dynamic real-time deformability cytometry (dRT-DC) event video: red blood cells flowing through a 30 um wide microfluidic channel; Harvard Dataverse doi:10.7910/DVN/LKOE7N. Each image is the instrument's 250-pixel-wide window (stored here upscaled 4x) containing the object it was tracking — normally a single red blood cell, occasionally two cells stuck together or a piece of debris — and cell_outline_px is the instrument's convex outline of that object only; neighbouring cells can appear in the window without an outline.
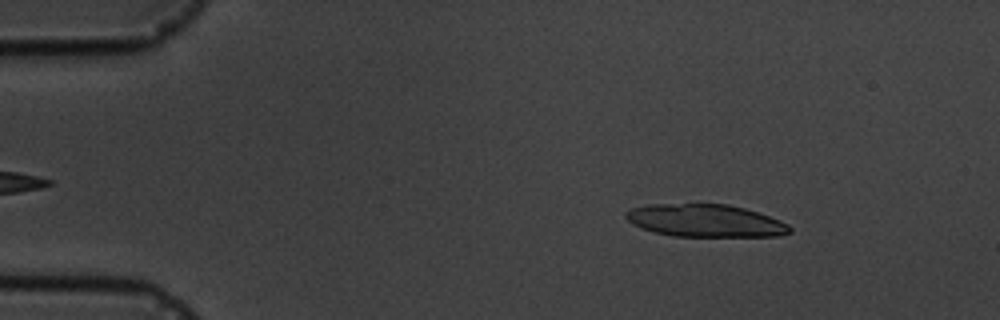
{"species": "common noctule bat (a hibernating species)", "species_latin": "Nyctalus noctula", "temperature_condition": "cold", "stored_images_in_passage": 7, "camera_frame_rate_fps": 3000, "um_per_image_px": 0.085, "animal": {"sex": "male", "body_mass_g": 19.5, "forearm_length_mm": 54.6}, "frame": {"image": 1, "passage_image": 2, "time_ms": 1.333, "image_size_px": [1000, 320], "cell_outline_px": [[792, 232], [780, 236], [672, 236], [640, 228], [632, 224], [624, 216], [624, 212], [632, 208], [648, 204], [728, 204], [744, 208], [780, 220], [788, 224], [792, 228]], "centroid_in_image_um": [59.94, 18.76], "position_along_channel_um": 25.1, "area_um2": 31.15}}
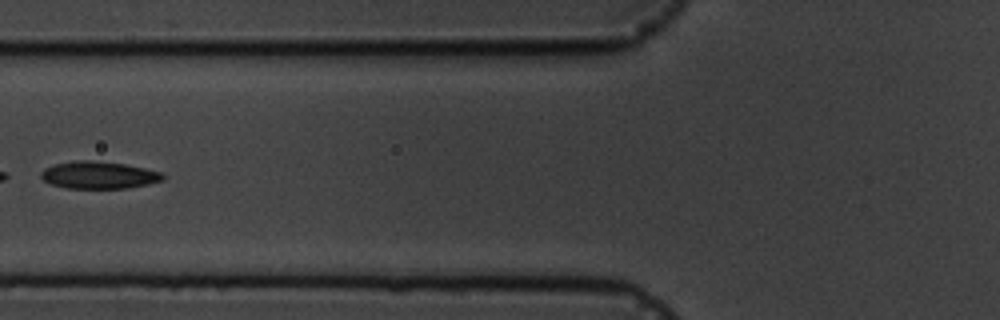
{"frame": {"image": 2, "passage_image": 6, "time_ms": 6.0, "image_size_px": [1000, 320], "cell_outline_px": [[164, 180], [148, 184], [128, 188], [68, 188], [52, 184], [44, 180], [40, 176], [40, 172], [44, 168], [56, 164], [76, 160], [92, 160], [124, 164], [144, 168], [160, 172], [164, 176]], "centroid_in_image_um": [8.39, 14.88], "position_along_channel_um": 117.4, "area_um2": 19.25}}
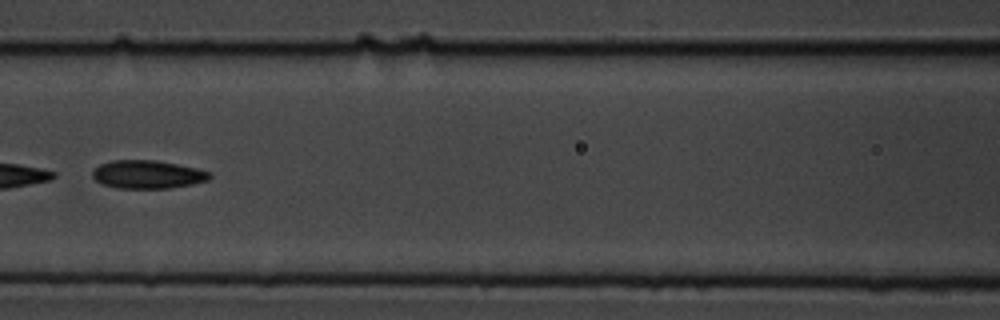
{"frame": {"image": 3, "passage_image": 7, "time_ms": 7.0, "image_size_px": [1000, 320], "cell_outline_px": [[212, 176], [208, 180], [192, 184], [168, 188], [116, 188], [104, 184], [96, 180], [92, 176], [92, 172], [100, 164], [112, 160], [156, 160], [196, 168], [212, 172]], "centroid_in_image_um": [12.56, 14.82], "position_along_channel_um": 154.0, "area_um2": 19.19}}